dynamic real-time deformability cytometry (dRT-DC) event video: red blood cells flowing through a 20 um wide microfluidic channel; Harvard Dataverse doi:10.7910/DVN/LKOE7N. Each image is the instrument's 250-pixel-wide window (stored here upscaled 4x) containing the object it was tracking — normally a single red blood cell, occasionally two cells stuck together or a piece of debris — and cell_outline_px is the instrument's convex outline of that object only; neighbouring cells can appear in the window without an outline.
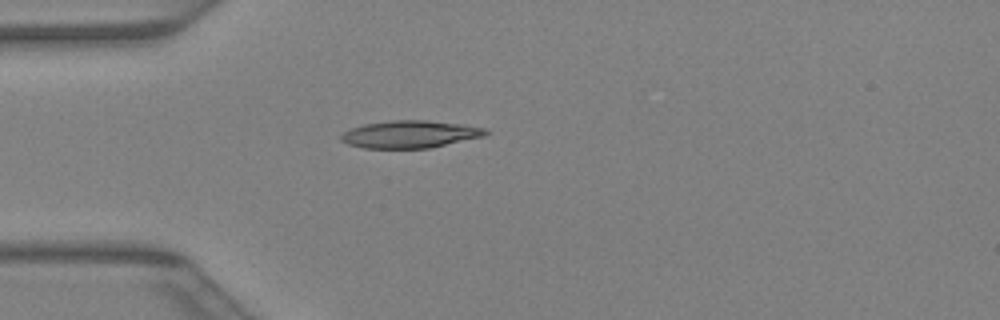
{"species": "Egyptian fruit bat (a non-hibernating species)", "species_latin": "Rousettus aegyptiacus", "temperature_condition": "warm", "stored_images_in_passage": 30, "camera_frame_rate_fps": 3000, "um_per_image_px": 0.085, "animal": {"sex": "female"}, "frame": {"image": 1, "passage_image": 1, "time_ms": 0.0, "image_size_px": [1000, 320], "cell_outline_px": [[492, 132], [484, 136], [432, 148], [364, 148], [348, 144], [340, 140], [340, 136], [344, 132], [352, 128], [364, 124], [392, 120], [428, 120], [460, 124], [484, 128]], "centroid_in_image_um": [34.87, 11.41], "position_along_channel_um": 50.1, "area_um2": 23.12}}
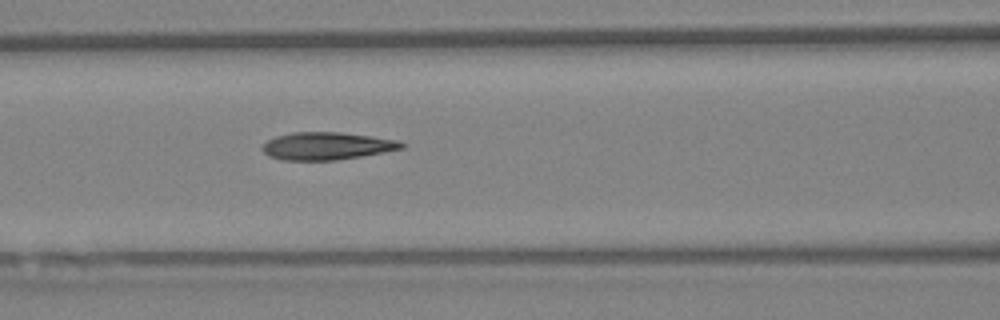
{"frame": {"image": 2, "passage_image": 7, "time_ms": 2.0, "image_size_px": [1000, 320], "cell_outline_px": [[404, 148], [360, 156], [336, 160], [280, 160], [268, 156], [260, 148], [268, 140], [276, 136], [292, 132], [340, 132], [372, 136], [400, 140], [404, 144]], "centroid_in_image_um": [27.75, 12.4], "position_along_channel_um": 138.8, "area_um2": 22.37}}
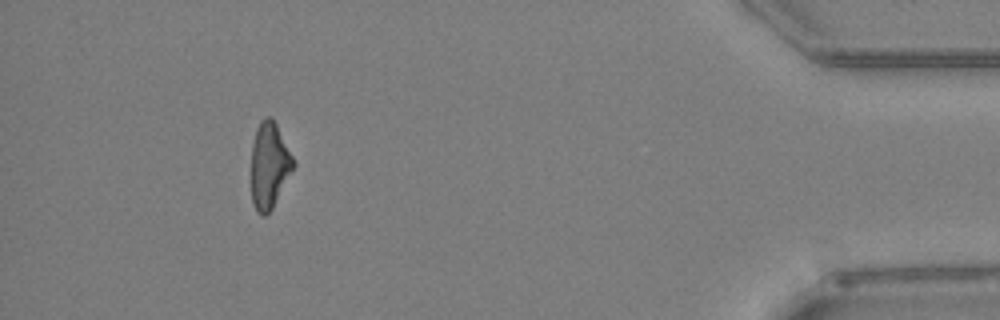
{"frame": {"image": 3, "passage_image": 27, "time_ms": 8.667, "image_size_px": [1000, 320], "cell_outline_px": [[296, 164], [272, 208], [264, 216], [260, 216], [256, 212], [252, 204], [252, 144], [256, 128], [260, 120], [264, 116], [272, 116]], "centroid_in_image_um": [22.88, 14.05], "position_along_channel_um": 412.3, "area_um2": 21.04}}